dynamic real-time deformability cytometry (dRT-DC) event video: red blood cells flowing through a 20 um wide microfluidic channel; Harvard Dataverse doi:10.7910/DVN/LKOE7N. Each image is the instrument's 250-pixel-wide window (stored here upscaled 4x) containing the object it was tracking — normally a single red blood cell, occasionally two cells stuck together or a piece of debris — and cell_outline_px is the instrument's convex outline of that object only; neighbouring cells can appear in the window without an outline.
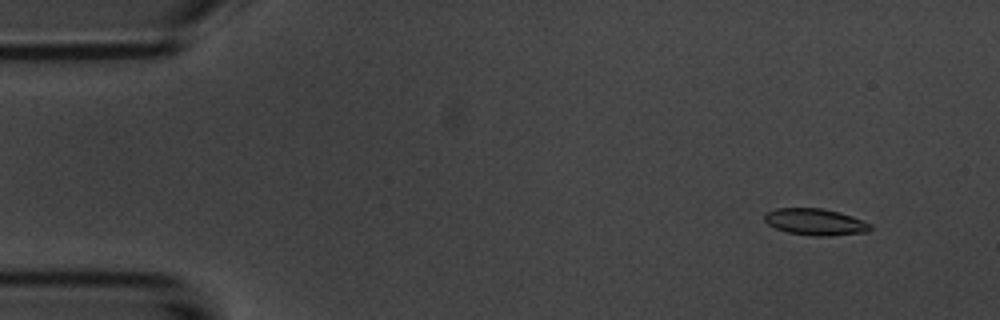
{"species": "common noctule bat (a hibernating species)", "species_latin": "Nyctalus noctula", "temperature_condition": "room temperature", "stored_images_in_passage": 54, "camera_frame_rate_fps": 3000, "um_per_image_px": 0.085, "animal": {"sex": "male", "body_mass_g": 20.1, "forearm_length_mm": 53.5}, "frame": {"image": 1, "passage_image": 5, "time_ms": 1.333, "image_size_px": [1000, 320], "cell_outline_px": [[872, 228], [868, 232], [828, 236], [812, 236], [788, 232], [776, 228], [768, 224], [764, 220], [764, 212], [776, 208], [824, 208], [840, 212], [852, 216], [872, 224]], "centroid_in_image_um": [69.3, 18.85], "position_along_channel_um": 15.7, "area_um2": 16.59}}
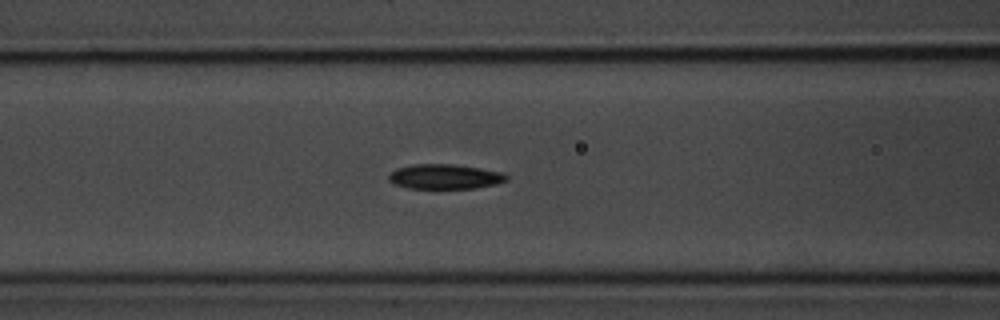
{"frame": {"image": 2, "passage_image": 22, "time_ms": 7.0, "image_size_px": [1000, 320], "cell_outline_px": [[508, 180], [496, 184], [476, 188], [408, 188], [392, 184], [388, 180], [388, 172], [396, 168], [412, 164], [452, 164], [480, 168], [504, 172], [508, 176]], "centroid_in_image_um": [37.78, 15.01], "position_along_channel_um": 128.8, "area_um2": 17.28}}
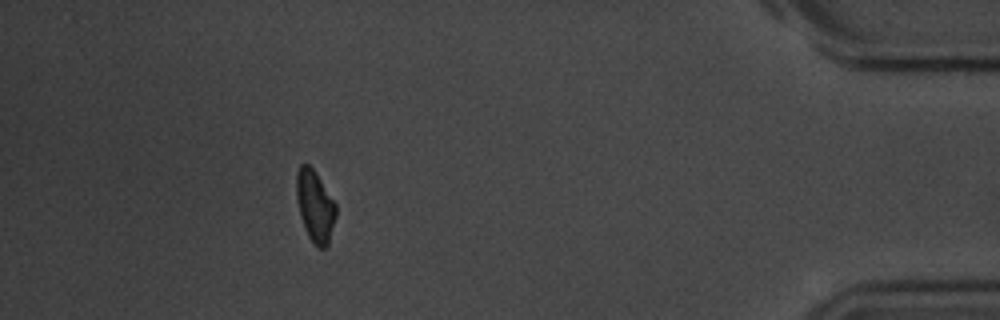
{"frame": {"image": 3, "passage_image": 49, "time_ms": 16.0, "image_size_px": [1000, 320], "cell_outline_px": [[336, 216], [328, 244], [324, 248], [316, 248], [308, 236], [304, 228], [300, 216], [296, 200], [296, 172], [300, 164], [308, 164], [316, 172], [336, 204]], "centroid_in_image_um": [26.76, 17.52], "position_along_channel_um": 408.4, "area_um2": 16.65}, "authors_computed_cell_mechanics": {"area_um2": 16.9354, "velocity_mm_per_s": 3.7136, "shape_relaxation_time_tau1_ms": 2.3801, "shape_relaxation_time_tau2_ms": 7.3402, "deformation_change_tau1": 0.1044, "deformation_change_tau2": 0.1419}}